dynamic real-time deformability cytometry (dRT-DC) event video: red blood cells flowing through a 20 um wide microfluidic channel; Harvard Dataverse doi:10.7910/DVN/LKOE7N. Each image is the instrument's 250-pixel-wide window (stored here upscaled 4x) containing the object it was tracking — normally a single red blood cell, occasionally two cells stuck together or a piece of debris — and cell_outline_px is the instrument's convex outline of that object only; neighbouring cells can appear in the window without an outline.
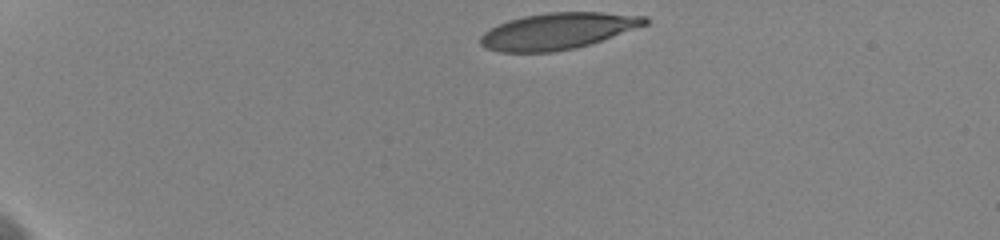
{"species": "human", "species_latin": "Homo sapiens", "temperature_condition": "cold", "stored_images_in_passage": 38, "camera_frame_rate_fps": 3000, "um_per_image_px": 0.085, "donor": {"sex": "female"}, "frame": {"image": 1, "passage_image": 1, "time_ms": 0.0, "image_size_px": [1000, 240], "cell_outline_px": [[648, 24], [576, 48], [552, 52], [500, 52], [484, 48], [480, 44], [480, 36], [484, 32], [508, 20], [524, 16], [548, 12], [600, 12], [648, 16]], "centroid_in_image_um": [47.39, 2.64], "position_along_channel_um": 37.6, "area_um2": 34.68}}
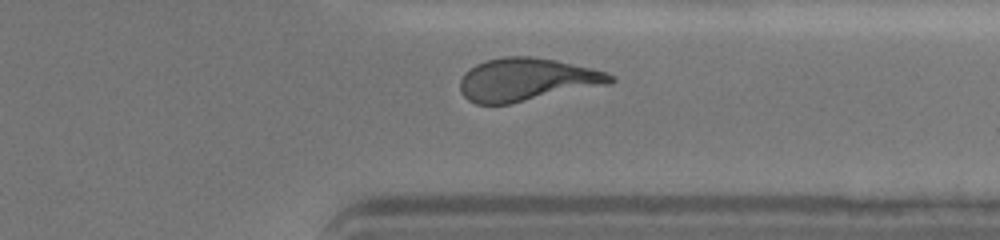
{"frame": {"image": 2, "passage_image": 35, "time_ms": 11.333, "image_size_px": [1000, 240], "cell_outline_px": [[616, 80], [612, 84], [508, 104], [476, 104], [468, 100], [460, 92], [460, 80], [464, 72], [468, 68], [484, 60], [504, 56], [532, 56], [556, 60], [592, 68], [616, 76]], "centroid_in_image_um": [44.77, 6.76], "position_along_channel_um": 366.6, "area_um2": 37.97}, "authors_computed_cell_mechanics": {"area_um2": 37.3388, "velocity_mm_per_s": 3.608, "shape_relaxation_time_tau1_ms": 7.2649, "shape_relaxation_time_tau2_ms": 1.9754, "deformation_change_tau1": 0.2258, "deformation_change_tau2": 0.117}}